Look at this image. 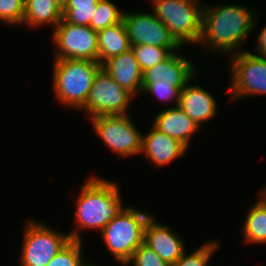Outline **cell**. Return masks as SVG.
I'll list each match as a JSON object with an SVG mask.
<instances>
[{
	"mask_svg": "<svg viewBox=\"0 0 266 266\" xmlns=\"http://www.w3.org/2000/svg\"><path fill=\"white\" fill-rule=\"evenodd\" d=\"M242 4L203 6L202 31L198 44L222 55L240 53L243 41L254 30L258 21L253 9ZM257 19V20H256ZM239 51V52H238ZM236 52V53H235Z\"/></svg>",
	"mask_w": 266,
	"mask_h": 266,
	"instance_id": "1",
	"label": "cell"
},
{
	"mask_svg": "<svg viewBox=\"0 0 266 266\" xmlns=\"http://www.w3.org/2000/svg\"><path fill=\"white\" fill-rule=\"evenodd\" d=\"M119 185L100 176L91 175L80 188L76 202V227L69 234L71 240L81 241L82 229L103 228L124 208ZM80 230V231H79Z\"/></svg>",
	"mask_w": 266,
	"mask_h": 266,
	"instance_id": "2",
	"label": "cell"
},
{
	"mask_svg": "<svg viewBox=\"0 0 266 266\" xmlns=\"http://www.w3.org/2000/svg\"><path fill=\"white\" fill-rule=\"evenodd\" d=\"M53 61L55 99L66 108L82 110L95 75L102 65L99 61L80 59H54Z\"/></svg>",
	"mask_w": 266,
	"mask_h": 266,
	"instance_id": "3",
	"label": "cell"
},
{
	"mask_svg": "<svg viewBox=\"0 0 266 266\" xmlns=\"http://www.w3.org/2000/svg\"><path fill=\"white\" fill-rule=\"evenodd\" d=\"M152 215L135 207H124L100 232L110 254L125 266L143 243L144 228Z\"/></svg>",
	"mask_w": 266,
	"mask_h": 266,
	"instance_id": "4",
	"label": "cell"
},
{
	"mask_svg": "<svg viewBox=\"0 0 266 266\" xmlns=\"http://www.w3.org/2000/svg\"><path fill=\"white\" fill-rule=\"evenodd\" d=\"M151 2L154 15L166 25L182 47L187 43L198 44L204 6L200 0H152Z\"/></svg>",
	"mask_w": 266,
	"mask_h": 266,
	"instance_id": "5",
	"label": "cell"
},
{
	"mask_svg": "<svg viewBox=\"0 0 266 266\" xmlns=\"http://www.w3.org/2000/svg\"><path fill=\"white\" fill-rule=\"evenodd\" d=\"M25 224L20 266H47L71 241L69 234L59 233L42 222L31 219Z\"/></svg>",
	"mask_w": 266,
	"mask_h": 266,
	"instance_id": "6",
	"label": "cell"
},
{
	"mask_svg": "<svg viewBox=\"0 0 266 266\" xmlns=\"http://www.w3.org/2000/svg\"><path fill=\"white\" fill-rule=\"evenodd\" d=\"M88 121L104 145L118 157L140 154L143 134L139 132L129 114L96 116Z\"/></svg>",
	"mask_w": 266,
	"mask_h": 266,
	"instance_id": "7",
	"label": "cell"
},
{
	"mask_svg": "<svg viewBox=\"0 0 266 266\" xmlns=\"http://www.w3.org/2000/svg\"><path fill=\"white\" fill-rule=\"evenodd\" d=\"M229 57L231 100L266 95V57L243 50Z\"/></svg>",
	"mask_w": 266,
	"mask_h": 266,
	"instance_id": "8",
	"label": "cell"
},
{
	"mask_svg": "<svg viewBox=\"0 0 266 266\" xmlns=\"http://www.w3.org/2000/svg\"><path fill=\"white\" fill-rule=\"evenodd\" d=\"M134 96L118 85L101 67L95 75L85 106L89 119L104 115L128 114Z\"/></svg>",
	"mask_w": 266,
	"mask_h": 266,
	"instance_id": "9",
	"label": "cell"
},
{
	"mask_svg": "<svg viewBox=\"0 0 266 266\" xmlns=\"http://www.w3.org/2000/svg\"><path fill=\"white\" fill-rule=\"evenodd\" d=\"M53 29L55 59L99 61L97 32L89 26L74 25L62 19Z\"/></svg>",
	"mask_w": 266,
	"mask_h": 266,
	"instance_id": "10",
	"label": "cell"
},
{
	"mask_svg": "<svg viewBox=\"0 0 266 266\" xmlns=\"http://www.w3.org/2000/svg\"><path fill=\"white\" fill-rule=\"evenodd\" d=\"M123 22L131 45L148 44L168 48L172 53L182 47L152 12H124Z\"/></svg>",
	"mask_w": 266,
	"mask_h": 266,
	"instance_id": "11",
	"label": "cell"
},
{
	"mask_svg": "<svg viewBox=\"0 0 266 266\" xmlns=\"http://www.w3.org/2000/svg\"><path fill=\"white\" fill-rule=\"evenodd\" d=\"M193 61L177 52L167 59L143 71L142 84H164L172 87H185L193 76H197Z\"/></svg>",
	"mask_w": 266,
	"mask_h": 266,
	"instance_id": "12",
	"label": "cell"
},
{
	"mask_svg": "<svg viewBox=\"0 0 266 266\" xmlns=\"http://www.w3.org/2000/svg\"><path fill=\"white\" fill-rule=\"evenodd\" d=\"M168 226L158 223L152 215L144 228L143 243L166 263L172 265L186 251L185 242Z\"/></svg>",
	"mask_w": 266,
	"mask_h": 266,
	"instance_id": "13",
	"label": "cell"
},
{
	"mask_svg": "<svg viewBox=\"0 0 266 266\" xmlns=\"http://www.w3.org/2000/svg\"><path fill=\"white\" fill-rule=\"evenodd\" d=\"M187 148L177 139L159 131L153 125L143 137L141 152L154 166L168 165L186 155Z\"/></svg>",
	"mask_w": 266,
	"mask_h": 266,
	"instance_id": "14",
	"label": "cell"
},
{
	"mask_svg": "<svg viewBox=\"0 0 266 266\" xmlns=\"http://www.w3.org/2000/svg\"><path fill=\"white\" fill-rule=\"evenodd\" d=\"M102 68L111 76V78L122 88L130 92L134 97L142 92L143 71L130 48L106 60Z\"/></svg>",
	"mask_w": 266,
	"mask_h": 266,
	"instance_id": "15",
	"label": "cell"
},
{
	"mask_svg": "<svg viewBox=\"0 0 266 266\" xmlns=\"http://www.w3.org/2000/svg\"><path fill=\"white\" fill-rule=\"evenodd\" d=\"M178 106L201 128L207 120L216 117L217 102L200 85L187 84L180 93Z\"/></svg>",
	"mask_w": 266,
	"mask_h": 266,
	"instance_id": "16",
	"label": "cell"
},
{
	"mask_svg": "<svg viewBox=\"0 0 266 266\" xmlns=\"http://www.w3.org/2000/svg\"><path fill=\"white\" fill-rule=\"evenodd\" d=\"M152 125L171 138L177 139L189 150V142L201 128L179 107L159 111Z\"/></svg>",
	"mask_w": 266,
	"mask_h": 266,
	"instance_id": "17",
	"label": "cell"
},
{
	"mask_svg": "<svg viewBox=\"0 0 266 266\" xmlns=\"http://www.w3.org/2000/svg\"><path fill=\"white\" fill-rule=\"evenodd\" d=\"M97 36L99 63L101 65L106 60L126 52L131 48L123 21L97 32Z\"/></svg>",
	"mask_w": 266,
	"mask_h": 266,
	"instance_id": "18",
	"label": "cell"
},
{
	"mask_svg": "<svg viewBox=\"0 0 266 266\" xmlns=\"http://www.w3.org/2000/svg\"><path fill=\"white\" fill-rule=\"evenodd\" d=\"M62 19L63 11L53 0H25L22 24L34 28L49 24L55 28Z\"/></svg>",
	"mask_w": 266,
	"mask_h": 266,
	"instance_id": "19",
	"label": "cell"
},
{
	"mask_svg": "<svg viewBox=\"0 0 266 266\" xmlns=\"http://www.w3.org/2000/svg\"><path fill=\"white\" fill-rule=\"evenodd\" d=\"M246 214L242 235L244 243L265 244L266 243V203L259 197Z\"/></svg>",
	"mask_w": 266,
	"mask_h": 266,
	"instance_id": "20",
	"label": "cell"
},
{
	"mask_svg": "<svg viewBox=\"0 0 266 266\" xmlns=\"http://www.w3.org/2000/svg\"><path fill=\"white\" fill-rule=\"evenodd\" d=\"M99 0H69L63 19L74 25L90 26Z\"/></svg>",
	"mask_w": 266,
	"mask_h": 266,
	"instance_id": "21",
	"label": "cell"
},
{
	"mask_svg": "<svg viewBox=\"0 0 266 266\" xmlns=\"http://www.w3.org/2000/svg\"><path fill=\"white\" fill-rule=\"evenodd\" d=\"M124 12L110 0H99L95 14L93 15L90 28L96 32L123 21Z\"/></svg>",
	"mask_w": 266,
	"mask_h": 266,
	"instance_id": "22",
	"label": "cell"
},
{
	"mask_svg": "<svg viewBox=\"0 0 266 266\" xmlns=\"http://www.w3.org/2000/svg\"><path fill=\"white\" fill-rule=\"evenodd\" d=\"M47 266H92V262L84 260L82 240H71L51 259Z\"/></svg>",
	"mask_w": 266,
	"mask_h": 266,
	"instance_id": "23",
	"label": "cell"
},
{
	"mask_svg": "<svg viewBox=\"0 0 266 266\" xmlns=\"http://www.w3.org/2000/svg\"><path fill=\"white\" fill-rule=\"evenodd\" d=\"M131 49L142 71L167 59L172 52L168 48L145 45H131Z\"/></svg>",
	"mask_w": 266,
	"mask_h": 266,
	"instance_id": "24",
	"label": "cell"
},
{
	"mask_svg": "<svg viewBox=\"0 0 266 266\" xmlns=\"http://www.w3.org/2000/svg\"><path fill=\"white\" fill-rule=\"evenodd\" d=\"M219 241H208L201 247L187 255L186 251L183 255L170 266H208L210 258L217 249H219Z\"/></svg>",
	"mask_w": 266,
	"mask_h": 266,
	"instance_id": "25",
	"label": "cell"
},
{
	"mask_svg": "<svg viewBox=\"0 0 266 266\" xmlns=\"http://www.w3.org/2000/svg\"><path fill=\"white\" fill-rule=\"evenodd\" d=\"M25 12V0H0V22L21 25Z\"/></svg>",
	"mask_w": 266,
	"mask_h": 266,
	"instance_id": "26",
	"label": "cell"
},
{
	"mask_svg": "<svg viewBox=\"0 0 266 266\" xmlns=\"http://www.w3.org/2000/svg\"><path fill=\"white\" fill-rule=\"evenodd\" d=\"M170 266L164 262L153 249L142 243L133 253L125 266Z\"/></svg>",
	"mask_w": 266,
	"mask_h": 266,
	"instance_id": "27",
	"label": "cell"
},
{
	"mask_svg": "<svg viewBox=\"0 0 266 266\" xmlns=\"http://www.w3.org/2000/svg\"><path fill=\"white\" fill-rule=\"evenodd\" d=\"M184 87H172L164 84H142V91L146 94H152L160 99V101H175L178 106L181 90Z\"/></svg>",
	"mask_w": 266,
	"mask_h": 266,
	"instance_id": "28",
	"label": "cell"
},
{
	"mask_svg": "<svg viewBox=\"0 0 266 266\" xmlns=\"http://www.w3.org/2000/svg\"><path fill=\"white\" fill-rule=\"evenodd\" d=\"M257 46L255 52H252L257 55H264L266 53V26L262 28L261 32L258 35Z\"/></svg>",
	"mask_w": 266,
	"mask_h": 266,
	"instance_id": "29",
	"label": "cell"
},
{
	"mask_svg": "<svg viewBox=\"0 0 266 266\" xmlns=\"http://www.w3.org/2000/svg\"><path fill=\"white\" fill-rule=\"evenodd\" d=\"M55 4L63 11L68 5L69 0H53Z\"/></svg>",
	"mask_w": 266,
	"mask_h": 266,
	"instance_id": "30",
	"label": "cell"
},
{
	"mask_svg": "<svg viewBox=\"0 0 266 266\" xmlns=\"http://www.w3.org/2000/svg\"><path fill=\"white\" fill-rule=\"evenodd\" d=\"M265 203H266V185L265 188L261 191V193L259 194V196Z\"/></svg>",
	"mask_w": 266,
	"mask_h": 266,
	"instance_id": "31",
	"label": "cell"
}]
</instances>
